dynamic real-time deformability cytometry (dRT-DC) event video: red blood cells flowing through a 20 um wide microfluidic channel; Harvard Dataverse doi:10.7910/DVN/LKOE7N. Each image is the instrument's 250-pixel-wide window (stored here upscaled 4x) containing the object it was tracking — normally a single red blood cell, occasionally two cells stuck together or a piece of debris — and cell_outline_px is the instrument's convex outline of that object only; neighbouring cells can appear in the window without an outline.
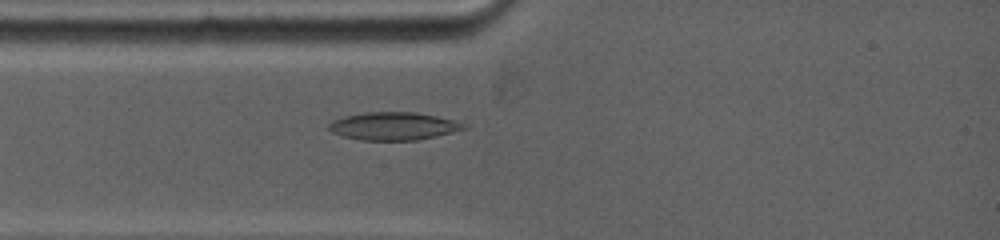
{"species": "common noctule bat (a hibernating species)", "species_latin": "Nyctalus noctula", "temperature_condition": "warm", "stored_images_in_passage": 17, "camera_frame_rate_fps": 5000, "um_per_image_px": 0.085, "animal": {"sex": "female", "body_mass_g": 19.0, "forearm_length_mm": 53.3}, "frame": {"image": 1, "passage_image": 5, "time_ms": 2.0, "image_size_px": [1000, 240], "cell_outline_px": [[468, 128], [436, 136], [416, 140], [360, 140], [344, 136], [332, 132], [328, 128], [328, 124], [332, 120], [344, 116], [364, 112], [412, 112], [436, 116], [468, 124]], "centroid_in_image_um": [33.43, 10.72], "position_along_channel_um": 51.6, "area_um2": 21.85}}
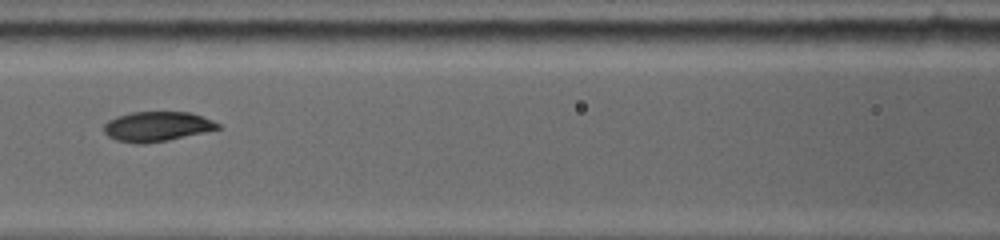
{"frame": {"image": 2, "passage_image": 10, "time_ms": 4.6, "image_size_px": [1000, 240], "cell_outline_px": [[220, 128], [204, 132], [168, 140], [144, 144], [136, 144], [116, 140], [108, 136], [104, 132], [104, 124], [108, 120], [116, 116], [132, 112], [188, 112], [204, 116], [220, 124]], "centroid_in_image_um": [13.32, 10.75], "position_along_channel_um": 153.3, "area_um2": 19.83}}
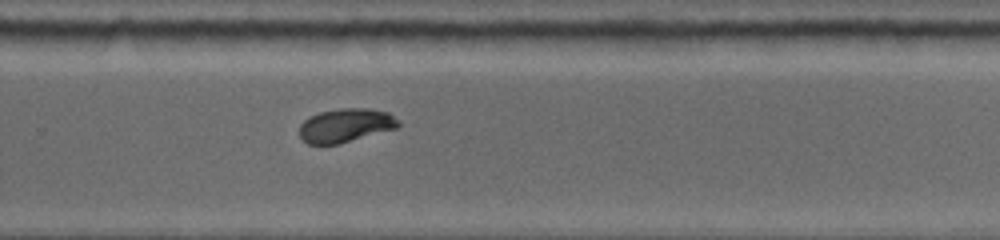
{"frame": {"image": 3, "passage_image": 17, "time_ms": 8.4, "image_size_px": [1000, 240], "cell_outline_px": [[400, 124], [396, 128], [340, 144], [308, 144], [300, 136], [300, 124], [308, 116], [320, 112], [340, 108], [368, 108], [388, 112], [400, 120]], "centroid_in_image_um": [29.38, 10.65], "position_along_channel_um": 300.4, "area_um2": 19.54}}